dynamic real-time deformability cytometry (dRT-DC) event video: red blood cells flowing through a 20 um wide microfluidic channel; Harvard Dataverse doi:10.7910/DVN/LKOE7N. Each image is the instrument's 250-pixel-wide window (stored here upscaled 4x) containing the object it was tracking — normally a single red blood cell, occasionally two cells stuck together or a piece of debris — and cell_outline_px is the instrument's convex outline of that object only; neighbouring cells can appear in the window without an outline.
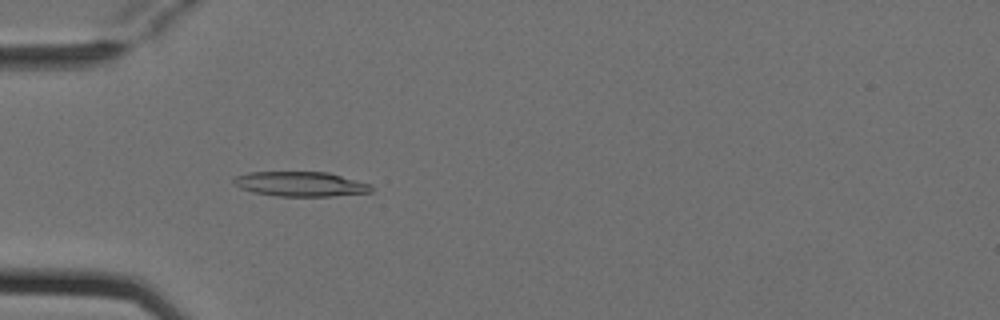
{"species": "Egyptian fruit bat (a non-hibernating species)", "species_latin": "Rousettus aegyptiacus", "temperature_condition": "cold", "stored_images_in_passage": 4, "camera_frame_rate_fps": 3000, "um_per_image_px": 0.085, "animal": {"sex": "female"}, "frame": {"image": 1, "passage_image": 4, "time_ms": 1.0, "image_size_px": [1000, 320], "cell_outline_px": [[372, 192], [332, 196], [276, 196], [252, 192], [240, 188], [232, 180], [236, 176], [248, 172], [328, 172], [372, 184]], "centroid_in_image_um": [25.56, 15.64], "position_along_channel_um": 59.4, "area_um2": 19.88}}